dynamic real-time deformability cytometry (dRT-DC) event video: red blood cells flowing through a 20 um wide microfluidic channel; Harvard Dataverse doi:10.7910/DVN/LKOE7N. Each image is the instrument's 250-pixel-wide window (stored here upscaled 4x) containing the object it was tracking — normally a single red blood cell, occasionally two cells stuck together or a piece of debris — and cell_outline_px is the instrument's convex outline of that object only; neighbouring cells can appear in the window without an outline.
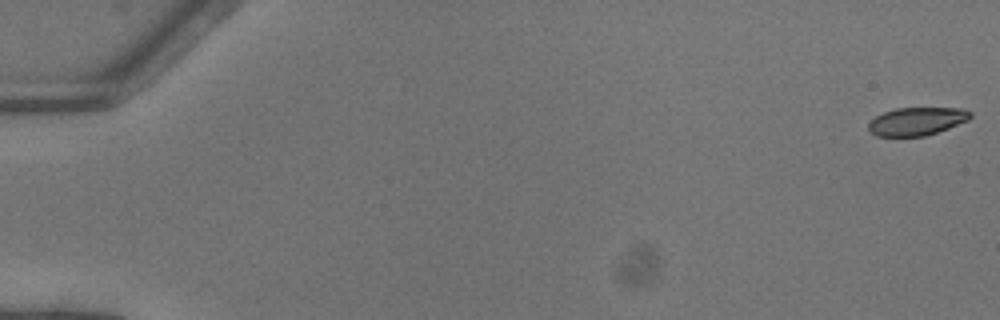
{"species": "common noctule bat (a hibernating species)", "species_latin": "Nyctalus noctula", "temperature_condition": "warm", "stored_images_in_passage": 6, "camera_frame_rate_fps": 3000, "um_per_image_px": 0.085, "animal": {"sex": "female"}, "frame": {"image": 1, "passage_image": 1, "time_ms": 0.0, "image_size_px": [1000, 320], "cell_outline_px": [[972, 116], [968, 120], [948, 128], [924, 136], [876, 136], [868, 128], [868, 124], [876, 116], [884, 112], [896, 108], [964, 108], [972, 112]], "centroid_in_image_um": [77.95, 10.3], "position_along_channel_um": 7.1, "area_um2": 16.53}}